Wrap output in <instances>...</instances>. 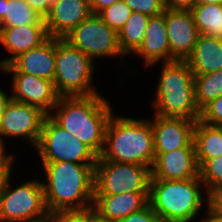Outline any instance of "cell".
Wrapping results in <instances>:
<instances>
[{
  "instance_id": "1",
  "label": "cell",
  "mask_w": 222,
  "mask_h": 222,
  "mask_svg": "<svg viewBox=\"0 0 222 222\" xmlns=\"http://www.w3.org/2000/svg\"><path fill=\"white\" fill-rule=\"evenodd\" d=\"M42 186L49 213L93 207L95 164L41 163Z\"/></svg>"
},
{
  "instance_id": "2",
  "label": "cell",
  "mask_w": 222,
  "mask_h": 222,
  "mask_svg": "<svg viewBox=\"0 0 222 222\" xmlns=\"http://www.w3.org/2000/svg\"><path fill=\"white\" fill-rule=\"evenodd\" d=\"M112 105L101 93L91 96L59 97L49 116L71 135L102 153Z\"/></svg>"
},
{
  "instance_id": "3",
  "label": "cell",
  "mask_w": 222,
  "mask_h": 222,
  "mask_svg": "<svg viewBox=\"0 0 222 222\" xmlns=\"http://www.w3.org/2000/svg\"><path fill=\"white\" fill-rule=\"evenodd\" d=\"M154 160V133L149 117L138 119L113 113L97 161L133 163L152 168Z\"/></svg>"
},
{
  "instance_id": "4",
  "label": "cell",
  "mask_w": 222,
  "mask_h": 222,
  "mask_svg": "<svg viewBox=\"0 0 222 222\" xmlns=\"http://www.w3.org/2000/svg\"><path fill=\"white\" fill-rule=\"evenodd\" d=\"M208 200L209 195L200 178L150 180L148 202L162 220L196 222L199 217L202 219L208 213ZM202 212L204 213L201 214Z\"/></svg>"
},
{
  "instance_id": "5",
  "label": "cell",
  "mask_w": 222,
  "mask_h": 222,
  "mask_svg": "<svg viewBox=\"0 0 222 222\" xmlns=\"http://www.w3.org/2000/svg\"><path fill=\"white\" fill-rule=\"evenodd\" d=\"M160 75L150 104L152 114L199 120L200 110L195 101L194 75L186 61L161 63Z\"/></svg>"
},
{
  "instance_id": "6",
  "label": "cell",
  "mask_w": 222,
  "mask_h": 222,
  "mask_svg": "<svg viewBox=\"0 0 222 222\" xmlns=\"http://www.w3.org/2000/svg\"><path fill=\"white\" fill-rule=\"evenodd\" d=\"M94 62L81 50L63 38H55L54 86L60 97L91 96L99 94L94 86Z\"/></svg>"
},
{
  "instance_id": "7",
  "label": "cell",
  "mask_w": 222,
  "mask_h": 222,
  "mask_svg": "<svg viewBox=\"0 0 222 222\" xmlns=\"http://www.w3.org/2000/svg\"><path fill=\"white\" fill-rule=\"evenodd\" d=\"M8 177L0 192L2 222H41L49 218L45 205L42 180L32 179L14 185ZM15 187V188H14Z\"/></svg>"
},
{
  "instance_id": "8",
  "label": "cell",
  "mask_w": 222,
  "mask_h": 222,
  "mask_svg": "<svg viewBox=\"0 0 222 222\" xmlns=\"http://www.w3.org/2000/svg\"><path fill=\"white\" fill-rule=\"evenodd\" d=\"M36 153L41 163L72 162L96 164L98 155L75 135H71L58 125L49 115L46 116Z\"/></svg>"
},
{
  "instance_id": "9",
  "label": "cell",
  "mask_w": 222,
  "mask_h": 222,
  "mask_svg": "<svg viewBox=\"0 0 222 222\" xmlns=\"http://www.w3.org/2000/svg\"><path fill=\"white\" fill-rule=\"evenodd\" d=\"M70 45L81 50L94 62L97 58L104 60L116 58L120 61V66L124 63L122 53L118 43V33L109 27L98 14H92L82 21L77 27L73 28L63 37ZM122 61V62H121Z\"/></svg>"
},
{
  "instance_id": "10",
  "label": "cell",
  "mask_w": 222,
  "mask_h": 222,
  "mask_svg": "<svg viewBox=\"0 0 222 222\" xmlns=\"http://www.w3.org/2000/svg\"><path fill=\"white\" fill-rule=\"evenodd\" d=\"M151 168L133 163L97 161L94 195L149 193Z\"/></svg>"
},
{
  "instance_id": "11",
  "label": "cell",
  "mask_w": 222,
  "mask_h": 222,
  "mask_svg": "<svg viewBox=\"0 0 222 222\" xmlns=\"http://www.w3.org/2000/svg\"><path fill=\"white\" fill-rule=\"evenodd\" d=\"M47 114L41 109L14 101L7 103L0 120V135L7 141L17 138L36 148Z\"/></svg>"
},
{
  "instance_id": "12",
  "label": "cell",
  "mask_w": 222,
  "mask_h": 222,
  "mask_svg": "<svg viewBox=\"0 0 222 222\" xmlns=\"http://www.w3.org/2000/svg\"><path fill=\"white\" fill-rule=\"evenodd\" d=\"M11 76L12 100L35 106L45 112L51 113L59 100L54 82L35 75L23 72H3Z\"/></svg>"
},
{
  "instance_id": "13",
  "label": "cell",
  "mask_w": 222,
  "mask_h": 222,
  "mask_svg": "<svg viewBox=\"0 0 222 222\" xmlns=\"http://www.w3.org/2000/svg\"><path fill=\"white\" fill-rule=\"evenodd\" d=\"M152 117L149 120L154 133L155 153H166L180 148H195L193 143L195 120L155 114Z\"/></svg>"
},
{
  "instance_id": "14",
  "label": "cell",
  "mask_w": 222,
  "mask_h": 222,
  "mask_svg": "<svg viewBox=\"0 0 222 222\" xmlns=\"http://www.w3.org/2000/svg\"><path fill=\"white\" fill-rule=\"evenodd\" d=\"M170 48V62L186 61L192 54L199 32L190 10H171L165 8Z\"/></svg>"
},
{
  "instance_id": "15",
  "label": "cell",
  "mask_w": 222,
  "mask_h": 222,
  "mask_svg": "<svg viewBox=\"0 0 222 222\" xmlns=\"http://www.w3.org/2000/svg\"><path fill=\"white\" fill-rule=\"evenodd\" d=\"M199 178L195 148H180L166 153H155L151 179L186 180Z\"/></svg>"
},
{
  "instance_id": "16",
  "label": "cell",
  "mask_w": 222,
  "mask_h": 222,
  "mask_svg": "<svg viewBox=\"0 0 222 222\" xmlns=\"http://www.w3.org/2000/svg\"><path fill=\"white\" fill-rule=\"evenodd\" d=\"M2 72H23L53 81L55 75V37H49L40 46L19 54Z\"/></svg>"
},
{
  "instance_id": "17",
  "label": "cell",
  "mask_w": 222,
  "mask_h": 222,
  "mask_svg": "<svg viewBox=\"0 0 222 222\" xmlns=\"http://www.w3.org/2000/svg\"><path fill=\"white\" fill-rule=\"evenodd\" d=\"M92 14L89 0H55L44 18L49 37L63 38Z\"/></svg>"
},
{
  "instance_id": "18",
  "label": "cell",
  "mask_w": 222,
  "mask_h": 222,
  "mask_svg": "<svg viewBox=\"0 0 222 222\" xmlns=\"http://www.w3.org/2000/svg\"><path fill=\"white\" fill-rule=\"evenodd\" d=\"M132 55L140 57L144 67L149 69L152 66L158 67L157 63L170 62L165 10L159 16L150 17L145 29L144 40Z\"/></svg>"
},
{
  "instance_id": "19",
  "label": "cell",
  "mask_w": 222,
  "mask_h": 222,
  "mask_svg": "<svg viewBox=\"0 0 222 222\" xmlns=\"http://www.w3.org/2000/svg\"><path fill=\"white\" fill-rule=\"evenodd\" d=\"M49 38L46 25H21L2 27L0 46L10 53V57L0 60V68L9 64L19 54L40 46Z\"/></svg>"
},
{
  "instance_id": "20",
  "label": "cell",
  "mask_w": 222,
  "mask_h": 222,
  "mask_svg": "<svg viewBox=\"0 0 222 222\" xmlns=\"http://www.w3.org/2000/svg\"><path fill=\"white\" fill-rule=\"evenodd\" d=\"M149 193H122L117 195H94V211L102 218L116 222L144 208Z\"/></svg>"
},
{
  "instance_id": "21",
  "label": "cell",
  "mask_w": 222,
  "mask_h": 222,
  "mask_svg": "<svg viewBox=\"0 0 222 222\" xmlns=\"http://www.w3.org/2000/svg\"><path fill=\"white\" fill-rule=\"evenodd\" d=\"M186 62L194 76L222 70V40L199 34Z\"/></svg>"
},
{
  "instance_id": "22",
  "label": "cell",
  "mask_w": 222,
  "mask_h": 222,
  "mask_svg": "<svg viewBox=\"0 0 222 222\" xmlns=\"http://www.w3.org/2000/svg\"><path fill=\"white\" fill-rule=\"evenodd\" d=\"M196 160L200 167L206 160L222 156V126L196 121L193 133Z\"/></svg>"
},
{
  "instance_id": "23",
  "label": "cell",
  "mask_w": 222,
  "mask_h": 222,
  "mask_svg": "<svg viewBox=\"0 0 222 222\" xmlns=\"http://www.w3.org/2000/svg\"><path fill=\"white\" fill-rule=\"evenodd\" d=\"M149 19L150 17L145 14L132 12L130 18L118 32L119 47L126 57H131L142 44Z\"/></svg>"
},
{
  "instance_id": "24",
  "label": "cell",
  "mask_w": 222,
  "mask_h": 222,
  "mask_svg": "<svg viewBox=\"0 0 222 222\" xmlns=\"http://www.w3.org/2000/svg\"><path fill=\"white\" fill-rule=\"evenodd\" d=\"M190 11L199 34L222 40V4H195Z\"/></svg>"
},
{
  "instance_id": "25",
  "label": "cell",
  "mask_w": 222,
  "mask_h": 222,
  "mask_svg": "<svg viewBox=\"0 0 222 222\" xmlns=\"http://www.w3.org/2000/svg\"><path fill=\"white\" fill-rule=\"evenodd\" d=\"M2 27L45 25L44 18L34 11L25 0H5V16Z\"/></svg>"
},
{
  "instance_id": "26",
  "label": "cell",
  "mask_w": 222,
  "mask_h": 222,
  "mask_svg": "<svg viewBox=\"0 0 222 222\" xmlns=\"http://www.w3.org/2000/svg\"><path fill=\"white\" fill-rule=\"evenodd\" d=\"M195 101L201 110L222 94V70L194 76Z\"/></svg>"
},
{
  "instance_id": "27",
  "label": "cell",
  "mask_w": 222,
  "mask_h": 222,
  "mask_svg": "<svg viewBox=\"0 0 222 222\" xmlns=\"http://www.w3.org/2000/svg\"><path fill=\"white\" fill-rule=\"evenodd\" d=\"M199 178L208 195L212 191L222 188V156L206 160L199 167Z\"/></svg>"
},
{
  "instance_id": "28",
  "label": "cell",
  "mask_w": 222,
  "mask_h": 222,
  "mask_svg": "<svg viewBox=\"0 0 222 222\" xmlns=\"http://www.w3.org/2000/svg\"><path fill=\"white\" fill-rule=\"evenodd\" d=\"M132 12L131 8L123 0H118L101 10L98 16L118 33L130 18Z\"/></svg>"
},
{
  "instance_id": "29",
  "label": "cell",
  "mask_w": 222,
  "mask_h": 222,
  "mask_svg": "<svg viewBox=\"0 0 222 222\" xmlns=\"http://www.w3.org/2000/svg\"><path fill=\"white\" fill-rule=\"evenodd\" d=\"M133 12H139L149 17L164 13V0H123Z\"/></svg>"
},
{
  "instance_id": "30",
  "label": "cell",
  "mask_w": 222,
  "mask_h": 222,
  "mask_svg": "<svg viewBox=\"0 0 222 222\" xmlns=\"http://www.w3.org/2000/svg\"><path fill=\"white\" fill-rule=\"evenodd\" d=\"M199 121L208 125L222 126V94L200 110Z\"/></svg>"
},
{
  "instance_id": "31",
  "label": "cell",
  "mask_w": 222,
  "mask_h": 222,
  "mask_svg": "<svg viewBox=\"0 0 222 222\" xmlns=\"http://www.w3.org/2000/svg\"><path fill=\"white\" fill-rule=\"evenodd\" d=\"M51 222H89V208L84 210H59L49 214Z\"/></svg>"
},
{
  "instance_id": "32",
  "label": "cell",
  "mask_w": 222,
  "mask_h": 222,
  "mask_svg": "<svg viewBox=\"0 0 222 222\" xmlns=\"http://www.w3.org/2000/svg\"><path fill=\"white\" fill-rule=\"evenodd\" d=\"M160 218L152 210L148 203L144 208L139 211L133 212L125 218L116 222H157Z\"/></svg>"
},
{
  "instance_id": "33",
  "label": "cell",
  "mask_w": 222,
  "mask_h": 222,
  "mask_svg": "<svg viewBox=\"0 0 222 222\" xmlns=\"http://www.w3.org/2000/svg\"><path fill=\"white\" fill-rule=\"evenodd\" d=\"M208 213L214 218L222 220V188L209 194Z\"/></svg>"
},
{
  "instance_id": "34",
  "label": "cell",
  "mask_w": 222,
  "mask_h": 222,
  "mask_svg": "<svg viewBox=\"0 0 222 222\" xmlns=\"http://www.w3.org/2000/svg\"><path fill=\"white\" fill-rule=\"evenodd\" d=\"M25 1L34 11H36L39 15L45 18L48 15L55 0H25Z\"/></svg>"
},
{
  "instance_id": "35",
  "label": "cell",
  "mask_w": 222,
  "mask_h": 222,
  "mask_svg": "<svg viewBox=\"0 0 222 222\" xmlns=\"http://www.w3.org/2000/svg\"><path fill=\"white\" fill-rule=\"evenodd\" d=\"M165 8L171 10H191L195 0H164Z\"/></svg>"
},
{
  "instance_id": "36",
  "label": "cell",
  "mask_w": 222,
  "mask_h": 222,
  "mask_svg": "<svg viewBox=\"0 0 222 222\" xmlns=\"http://www.w3.org/2000/svg\"><path fill=\"white\" fill-rule=\"evenodd\" d=\"M3 136L0 135V164H16V154H13V152H7L6 143ZM12 153V154H11Z\"/></svg>"
},
{
  "instance_id": "37",
  "label": "cell",
  "mask_w": 222,
  "mask_h": 222,
  "mask_svg": "<svg viewBox=\"0 0 222 222\" xmlns=\"http://www.w3.org/2000/svg\"><path fill=\"white\" fill-rule=\"evenodd\" d=\"M14 165L15 164H0V192L4 188L8 177L14 174L12 173Z\"/></svg>"
},
{
  "instance_id": "38",
  "label": "cell",
  "mask_w": 222,
  "mask_h": 222,
  "mask_svg": "<svg viewBox=\"0 0 222 222\" xmlns=\"http://www.w3.org/2000/svg\"><path fill=\"white\" fill-rule=\"evenodd\" d=\"M118 0H89L90 7L93 14H98L104 8L112 5Z\"/></svg>"
},
{
  "instance_id": "39",
  "label": "cell",
  "mask_w": 222,
  "mask_h": 222,
  "mask_svg": "<svg viewBox=\"0 0 222 222\" xmlns=\"http://www.w3.org/2000/svg\"><path fill=\"white\" fill-rule=\"evenodd\" d=\"M2 89L3 88L0 87V120H1V115L4 112V109H5L6 105H7V103L11 99L10 94L8 93V91L4 90V89L2 90Z\"/></svg>"
},
{
  "instance_id": "40",
  "label": "cell",
  "mask_w": 222,
  "mask_h": 222,
  "mask_svg": "<svg viewBox=\"0 0 222 222\" xmlns=\"http://www.w3.org/2000/svg\"><path fill=\"white\" fill-rule=\"evenodd\" d=\"M89 222H111L100 217L95 211L93 207L89 208Z\"/></svg>"
},
{
  "instance_id": "41",
  "label": "cell",
  "mask_w": 222,
  "mask_h": 222,
  "mask_svg": "<svg viewBox=\"0 0 222 222\" xmlns=\"http://www.w3.org/2000/svg\"><path fill=\"white\" fill-rule=\"evenodd\" d=\"M199 222H222V220L214 218L209 213L205 214L204 217L201 220H198Z\"/></svg>"
},
{
  "instance_id": "42",
  "label": "cell",
  "mask_w": 222,
  "mask_h": 222,
  "mask_svg": "<svg viewBox=\"0 0 222 222\" xmlns=\"http://www.w3.org/2000/svg\"><path fill=\"white\" fill-rule=\"evenodd\" d=\"M195 4H222V0H195Z\"/></svg>"
},
{
  "instance_id": "43",
  "label": "cell",
  "mask_w": 222,
  "mask_h": 222,
  "mask_svg": "<svg viewBox=\"0 0 222 222\" xmlns=\"http://www.w3.org/2000/svg\"><path fill=\"white\" fill-rule=\"evenodd\" d=\"M5 16V0H0V20Z\"/></svg>"
},
{
  "instance_id": "44",
  "label": "cell",
  "mask_w": 222,
  "mask_h": 222,
  "mask_svg": "<svg viewBox=\"0 0 222 222\" xmlns=\"http://www.w3.org/2000/svg\"><path fill=\"white\" fill-rule=\"evenodd\" d=\"M157 222H172V221H166V220L159 219Z\"/></svg>"
},
{
  "instance_id": "45",
  "label": "cell",
  "mask_w": 222,
  "mask_h": 222,
  "mask_svg": "<svg viewBox=\"0 0 222 222\" xmlns=\"http://www.w3.org/2000/svg\"><path fill=\"white\" fill-rule=\"evenodd\" d=\"M41 222H51V220L48 218V219L41 221Z\"/></svg>"
},
{
  "instance_id": "46",
  "label": "cell",
  "mask_w": 222,
  "mask_h": 222,
  "mask_svg": "<svg viewBox=\"0 0 222 222\" xmlns=\"http://www.w3.org/2000/svg\"><path fill=\"white\" fill-rule=\"evenodd\" d=\"M1 28H2V22H1V20H0V31H1Z\"/></svg>"
}]
</instances>
